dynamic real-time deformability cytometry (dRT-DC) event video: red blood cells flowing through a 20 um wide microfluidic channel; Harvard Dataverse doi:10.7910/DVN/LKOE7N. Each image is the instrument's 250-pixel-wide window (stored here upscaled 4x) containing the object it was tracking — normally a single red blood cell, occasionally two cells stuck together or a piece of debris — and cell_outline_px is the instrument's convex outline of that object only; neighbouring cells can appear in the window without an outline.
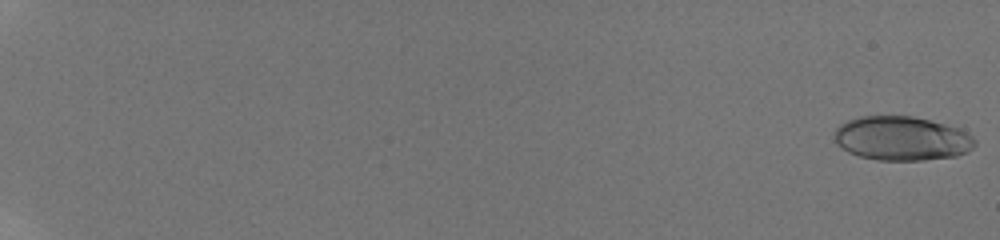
{"species": "human", "species_latin": "Homo sapiens", "temperature_condition": "room temperature", "stored_images_in_passage": 69, "camera_frame_rate_fps": 3000, "um_per_image_px": 0.085, "donor": {"sex": "male"}, "frame": {"image": 1, "passage_image": 1, "time_ms": 0.0, "image_size_px": [1000, 240], "cell_outline_px": [[976, 144], [968, 152], [956, 156], [924, 160], [876, 160], [860, 156], [848, 152], [836, 144], [832, 136], [836, 128], [840, 124], [848, 120], [860, 116], [912, 116], [928, 120], [956, 128], [972, 136], [976, 140]], "centroid_in_image_um": [76.6, 11.78], "position_along_channel_um": 8.4, "area_um2": 36.13}}
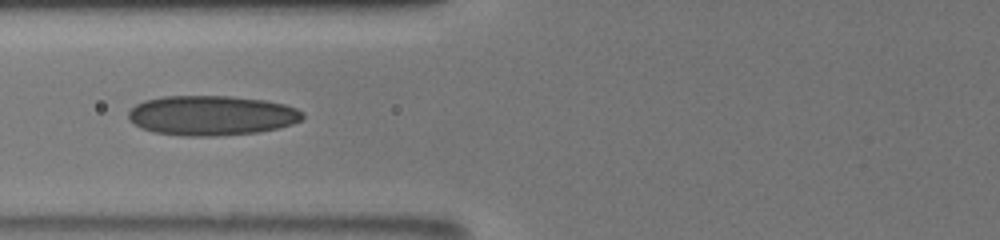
{"frame": {"image": 2, "passage_image": 34, "time_ms": 9.0, "image_size_px": [1000, 240], "cell_outline_px": [[304, 116], [300, 120], [292, 124], [280, 128], [260, 132], [216, 136], [184, 136], [152, 132], [140, 128], [128, 120], [128, 112], [136, 104], [144, 100], [164, 96], [232, 96], [264, 100], [284, 104], [296, 108], [304, 112]], "centroid_in_image_um": [17.97, 9.82], "position_along_channel_um": 107.8, "area_um2": 40.81}}
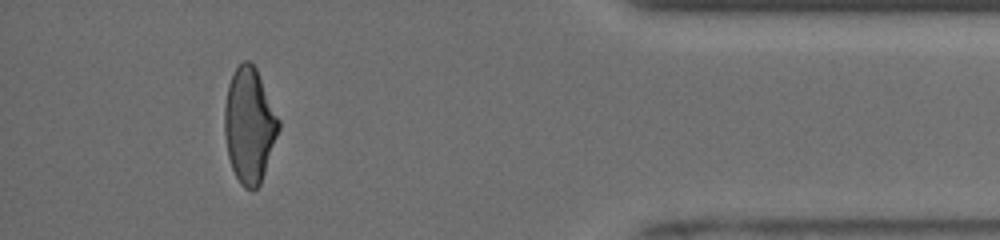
{"frame": {"image": 3, "passage_image": 65, "time_ms": 17.667, "image_size_px": [1000, 240], "cell_outline_px": [[280, 128], [260, 184], [252, 192], [244, 188], [240, 184], [232, 168], [228, 156], [224, 132], [224, 108], [228, 84], [236, 68], [244, 60], [248, 60], [256, 68], [280, 120]], "centroid_in_image_um": [21.19, 10.67], "position_along_channel_um": 414.0, "area_um2": 36.18}, "authors_computed_cell_mechanics": {"area_um2": 36.3562, "velocity_mm_per_s": 3.9154, "shape_relaxation_time_tau1_ms": null, "shape_relaxation_time_tau2_ms": 0.9948, "deformation_change_tau1": null, "deformation_change_tau2": 0.0717}}